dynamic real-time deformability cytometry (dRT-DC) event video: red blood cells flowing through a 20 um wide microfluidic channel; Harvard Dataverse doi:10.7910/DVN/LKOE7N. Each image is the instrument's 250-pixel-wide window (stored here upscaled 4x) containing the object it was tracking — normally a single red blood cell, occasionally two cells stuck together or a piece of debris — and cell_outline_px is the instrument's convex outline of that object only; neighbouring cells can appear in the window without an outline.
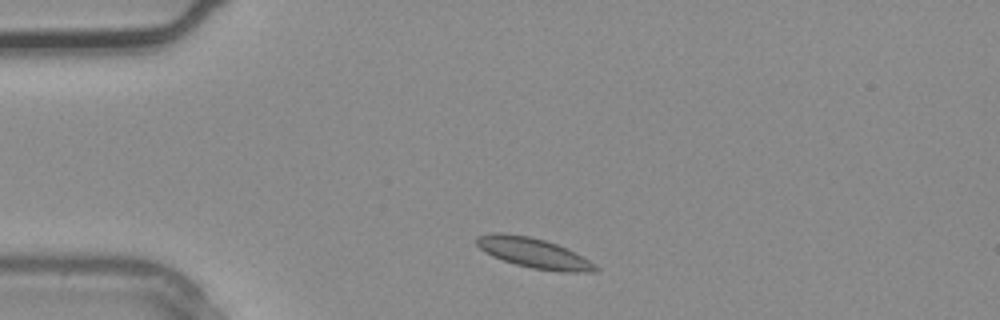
{"species": "common noctule bat (a hibernating species)", "species_latin": "Nyctalus noctula", "temperature_condition": "warm", "stored_images_in_passage": 1, "camera_frame_rate_fps": 3000, "um_per_image_px": 0.085, "animal": {"sex": "male", "body_mass_g": 20.4}, "frame": {"image": 1, "passage_image": 1, "time_ms": 0.0, "image_size_px": [1000, 320], "cell_outline_px": [[600, 268], [596, 272], [560, 272], [532, 268], [516, 264], [492, 256], [484, 252], [476, 244], [476, 236], [496, 232], [504, 232], [528, 236], [544, 240], [556, 244], [588, 260]], "centroid_in_image_um": [45.32, 21.5], "position_along_channel_um": 39.7, "area_um2": 20.58}}